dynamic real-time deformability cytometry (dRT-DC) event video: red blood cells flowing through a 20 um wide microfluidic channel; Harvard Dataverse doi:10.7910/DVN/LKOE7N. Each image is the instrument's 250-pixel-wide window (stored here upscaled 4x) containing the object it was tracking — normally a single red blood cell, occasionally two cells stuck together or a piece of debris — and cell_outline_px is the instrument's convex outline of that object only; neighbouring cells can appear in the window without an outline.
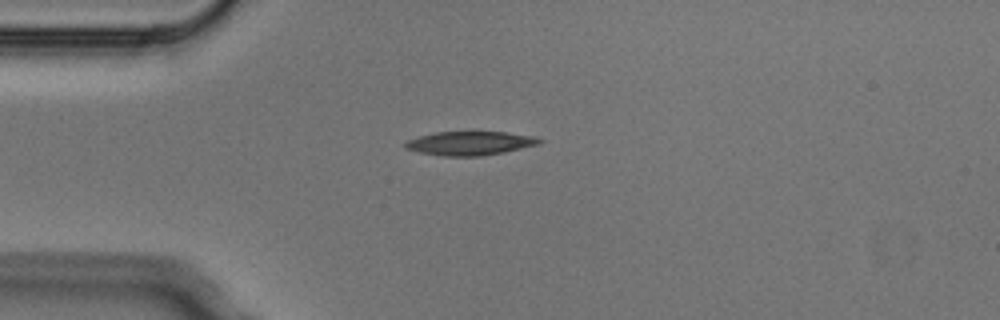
{"species": "Egyptian fruit bat (a non-hibernating species)", "species_latin": "Rousettus aegyptiacus", "temperature_condition": "cold", "stored_images_in_passage": 1, "camera_frame_rate_fps": 3000, "um_per_image_px": 0.085, "animal": {"sex": "male"}, "frame": {"image": 1, "passage_image": 1, "time_ms": 0.0, "image_size_px": [1000, 320], "cell_outline_px": [[544, 140], [540, 144], [504, 152], [480, 156], [444, 156], [420, 152], [404, 148], [404, 144], [408, 140], [420, 136], [436, 132], [472, 128], [508, 132], [536, 136]], "centroid_in_image_um": [40.01, 12.11], "position_along_channel_um": 45.0, "area_um2": 19.65}}